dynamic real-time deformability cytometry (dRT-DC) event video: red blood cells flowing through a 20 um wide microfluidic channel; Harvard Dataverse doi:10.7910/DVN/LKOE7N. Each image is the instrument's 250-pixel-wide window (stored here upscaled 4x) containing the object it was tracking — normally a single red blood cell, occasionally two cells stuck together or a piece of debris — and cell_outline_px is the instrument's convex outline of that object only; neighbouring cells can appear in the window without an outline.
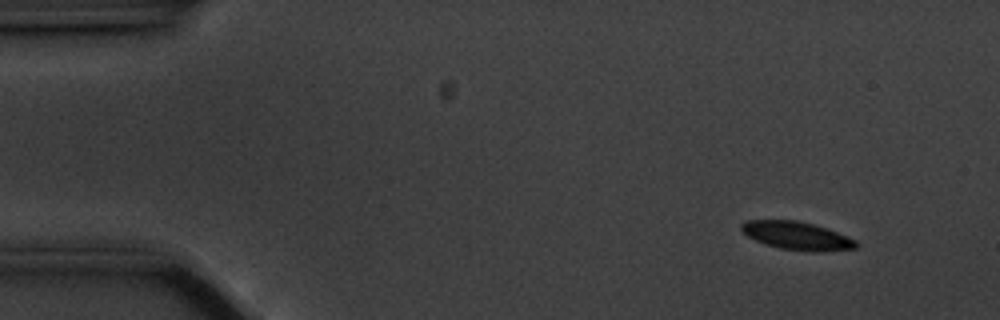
{"species": "common noctule bat (a hibernating species)", "species_latin": "Nyctalus noctula", "temperature_condition": "cold", "stored_images_in_passage": 46, "camera_frame_rate_fps": 3000, "um_per_image_px": 0.085, "animal": {"sex": "male", "body_mass_g": 20.1, "forearm_length_mm": 53.5}, "frame": {"image": 1, "passage_image": 5, "time_ms": 1.333, "image_size_px": [1000, 320], "cell_outline_px": [[860, 244], [856, 248], [820, 252], [812, 252], [780, 248], [764, 244], [748, 236], [740, 228], [740, 224], [748, 220], [796, 220], [812, 224], [848, 236], [856, 240]], "centroid_in_image_um": [67.75, 20.04], "position_along_channel_um": 17.2, "area_um2": 18.73}}
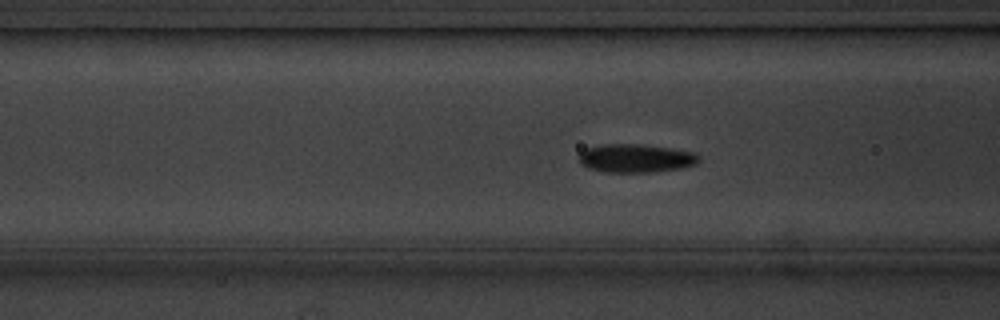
{"frame": {"image": 2, "passage_image": 21, "time_ms": 6.667, "image_size_px": [1000, 320], "cell_outline_px": [[700, 160], [696, 164], [684, 168], [656, 172], [604, 172], [588, 168], [580, 164], [576, 156], [584, 148], [600, 144], [640, 144], [672, 148], [696, 152], [700, 156]], "centroid_in_image_um": [54.03, 13.45], "position_along_channel_um": 112.6, "area_um2": 20.46}}
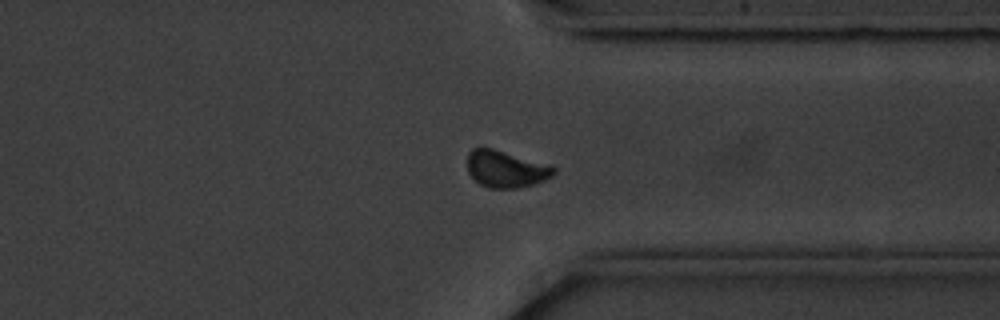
{"frame": {"image": 3, "passage_image": 43, "time_ms": 14.0, "image_size_px": [1000, 320], "cell_outline_px": [[556, 172], [552, 176], [544, 180], [532, 184], [516, 188], [488, 188], [480, 184], [468, 172], [468, 152], [472, 148], [492, 148], [548, 164], [556, 168]], "centroid_in_image_um": [43.0, 14.36], "position_along_channel_um": 368.4, "area_um2": 18.38}}